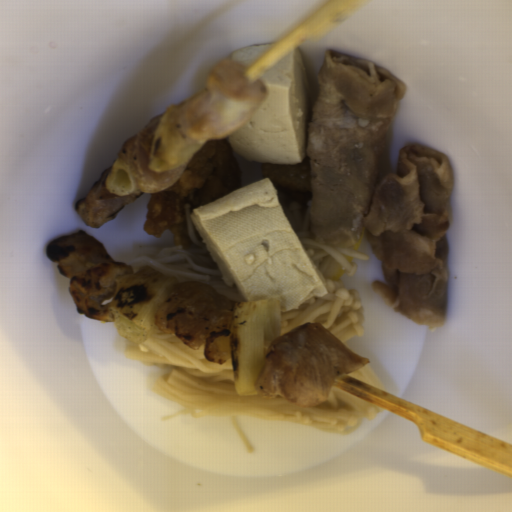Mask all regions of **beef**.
I'll list each match as a JSON object with an SVG mask.
<instances>
[{
    "mask_svg": "<svg viewBox=\"0 0 512 512\" xmlns=\"http://www.w3.org/2000/svg\"><path fill=\"white\" fill-rule=\"evenodd\" d=\"M319 90L299 163L262 162L281 207L311 201L309 228L321 244L363 236L387 280L370 285L418 326L446 323L454 175L448 155L404 145L391 166L394 119L405 86L388 69L333 49L324 52Z\"/></svg>",
    "mask_w": 512,
    "mask_h": 512,
    "instance_id": "33117281",
    "label": "beef"
}]
</instances>
